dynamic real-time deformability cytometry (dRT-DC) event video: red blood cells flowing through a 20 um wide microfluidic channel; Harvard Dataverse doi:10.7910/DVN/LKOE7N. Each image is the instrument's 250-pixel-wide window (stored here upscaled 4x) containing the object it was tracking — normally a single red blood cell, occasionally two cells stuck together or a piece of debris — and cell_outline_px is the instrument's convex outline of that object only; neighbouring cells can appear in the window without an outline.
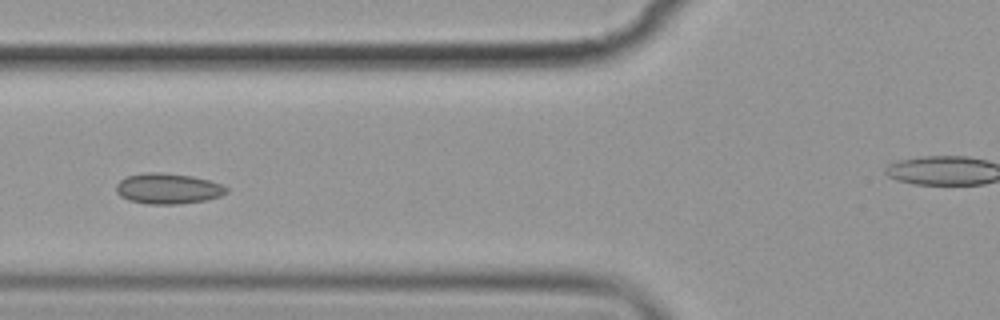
{"species": "common noctule bat (a hibernating species)", "species_latin": "Nyctalus noctula", "temperature_condition": "cold", "stored_images_in_passage": 6, "camera_frame_rate_fps": 3000, "um_per_image_px": 0.085, "animal": {"sex": "female", "body_mass_g": 19.9}, "frame": {"image": 1, "passage_image": 5, "time_ms": 5.333, "image_size_px": [1000, 320], "cell_outline_px": [[228, 192], [220, 196], [208, 200], [180, 204], [148, 204], [128, 200], [120, 196], [116, 192], [116, 184], [120, 180], [128, 176], [148, 172], [160, 172], [192, 176], [208, 180], [220, 184], [228, 188]], "centroid_in_image_um": [14.27, 16.04], "position_along_channel_um": 111.5, "area_um2": 19.71}}
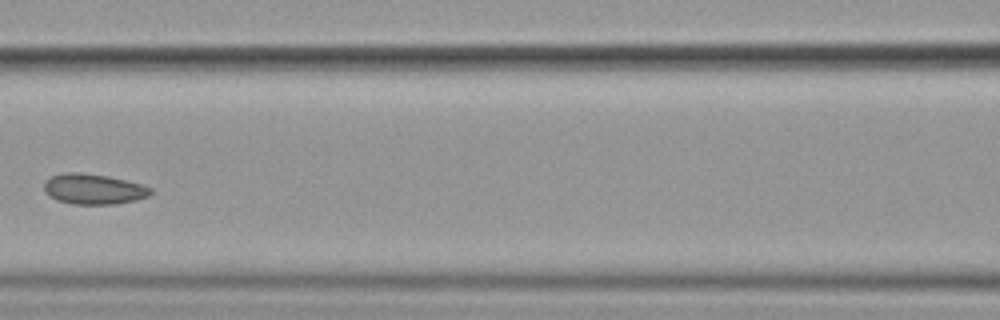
{"frame": {"image": 2, "passage_image": 6, "time_ms": 6.667, "image_size_px": [1000, 320], "cell_outline_px": [[152, 192], [148, 196], [136, 200], [116, 204], [72, 204], [56, 200], [44, 192], [44, 180], [52, 176], [68, 172], [76, 172], [108, 176], [140, 184], [152, 188]], "centroid_in_image_um": [7.93, 16.08], "position_along_channel_um": 158.7, "area_um2": 18.84}}